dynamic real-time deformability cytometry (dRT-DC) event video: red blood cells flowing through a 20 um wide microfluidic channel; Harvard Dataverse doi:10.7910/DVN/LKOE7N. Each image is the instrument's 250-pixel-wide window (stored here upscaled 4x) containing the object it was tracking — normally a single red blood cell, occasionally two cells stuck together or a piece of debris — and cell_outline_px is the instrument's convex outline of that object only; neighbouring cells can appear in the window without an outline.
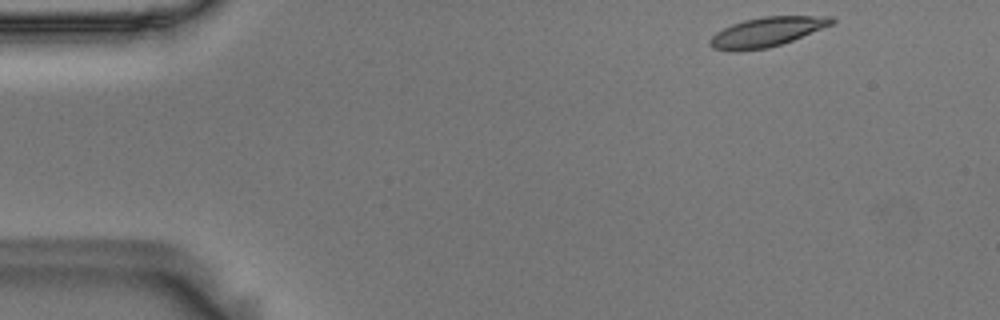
{"species": "Egyptian fruit bat (a non-hibernating species)", "species_latin": "Rousettus aegyptiacus", "temperature_condition": "room temperature", "stored_images_in_passage": 49, "camera_frame_rate_fps": 3000, "um_per_image_px": 0.085, "animal": {"sex": "male"}, "frame": {"image": 1, "passage_image": 1, "time_ms": 0.0, "image_size_px": [1000, 320], "cell_outline_px": [[836, 20], [832, 24], [792, 40], [768, 48], [740, 52], [736, 52], [712, 48], [708, 44], [708, 40], [716, 32], [732, 24], [744, 20], [764, 16], [832, 16]], "centroid_in_image_um": [65.12, 2.72], "position_along_channel_um": 19.9, "area_um2": 20.92}}
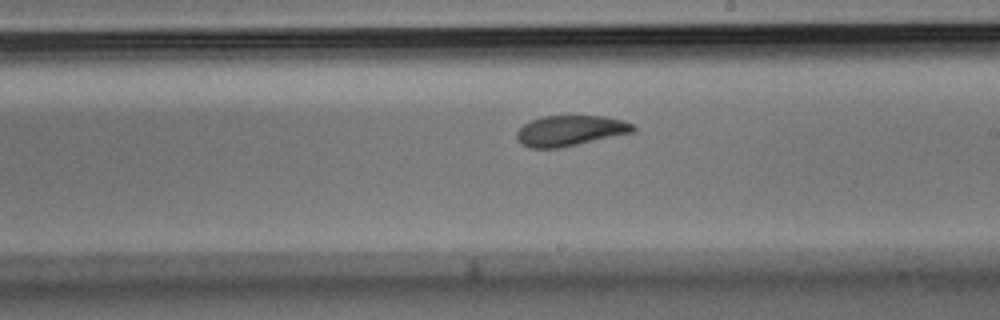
{"frame": {"image": 2, "passage_image": 27, "time_ms": 8.667, "image_size_px": [1000, 320], "cell_outline_px": [[636, 132], [560, 148], [532, 148], [520, 144], [516, 136], [516, 132], [524, 124], [532, 120], [544, 116], [604, 116], [624, 120], [636, 124]], "centroid_in_image_um": [48.52, 11.11], "position_along_channel_um": 240.5, "area_um2": 20.92}}
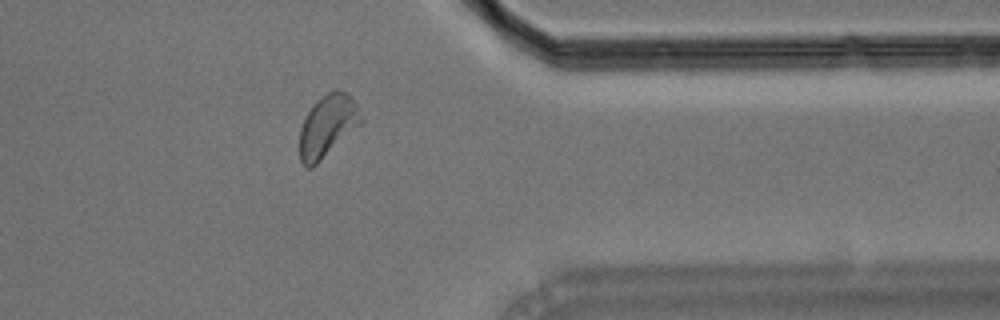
{"frame": {"image": 3, "passage_image": 40, "time_ms": 13.0, "image_size_px": [1000, 320], "cell_outline_px": [[364, 120], [360, 124], [312, 168], [304, 168], [300, 160], [300, 128], [312, 104], [316, 100], [328, 92], [336, 88], [348, 92], [352, 96]], "centroid_in_image_um": [27.84, 10.67], "position_along_channel_um": 383.6, "area_um2": 22.2}}